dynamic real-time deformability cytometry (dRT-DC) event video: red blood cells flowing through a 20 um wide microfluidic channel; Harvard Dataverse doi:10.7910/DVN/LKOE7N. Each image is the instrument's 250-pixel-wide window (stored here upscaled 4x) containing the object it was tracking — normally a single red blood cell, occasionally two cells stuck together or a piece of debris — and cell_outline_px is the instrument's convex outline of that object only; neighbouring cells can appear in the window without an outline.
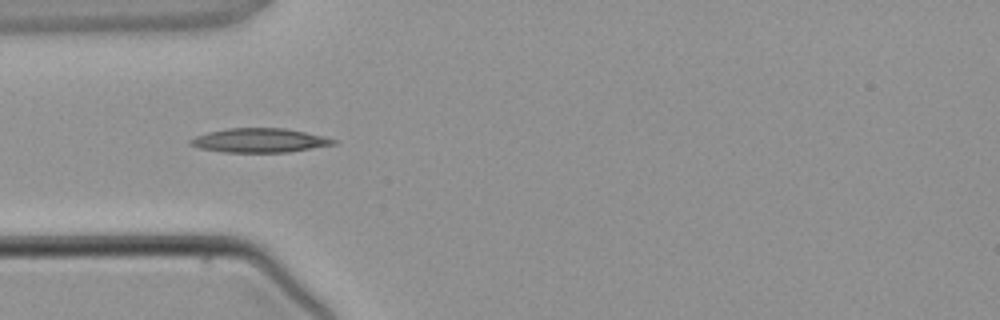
{"species": "common noctule bat (a hibernating species)", "species_latin": "Nyctalus noctula", "temperature_condition": "warm", "stored_images_in_passage": 4, "camera_frame_rate_fps": 3000, "um_per_image_px": 0.085, "animal": {"sex": "male", "body_mass_g": 21.5, "forearm_length_mm": 52.0}, "frame": {"image": 1, "passage_image": 3, "time_ms": 3.333, "image_size_px": [1000, 320], "cell_outline_px": [[336, 144], [288, 152], [224, 152], [200, 148], [188, 144], [188, 140], [196, 136], [208, 132], [228, 128], [284, 128], [324, 136], [336, 140]], "centroid_in_image_um": [22.03, 11.93], "position_along_channel_um": 63.0, "area_um2": 20.0}}
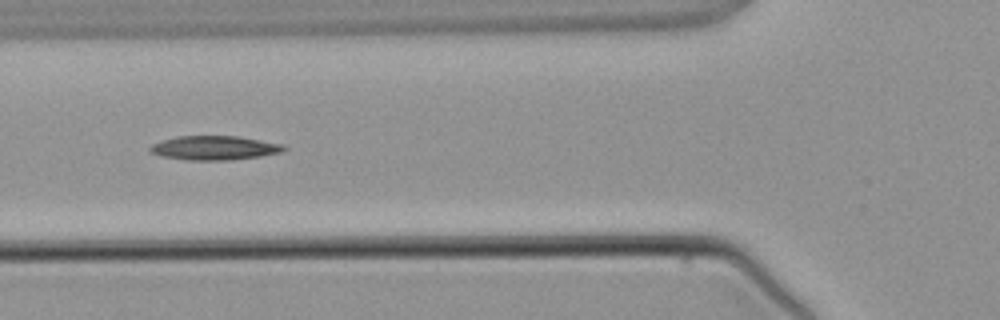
{"frame": {"image": 2, "passage_image": 4, "time_ms": 4.333, "image_size_px": [1000, 320], "cell_outline_px": [[288, 148], [284, 152], [260, 156], [228, 160], [188, 160], [160, 156], [148, 152], [148, 148], [152, 144], [164, 140], [180, 136], [236, 136], [284, 144]], "centroid_in_image_um": [18.24, 12.58], "position_along_channel_um": 107.6, "area_um2": 18.84}}